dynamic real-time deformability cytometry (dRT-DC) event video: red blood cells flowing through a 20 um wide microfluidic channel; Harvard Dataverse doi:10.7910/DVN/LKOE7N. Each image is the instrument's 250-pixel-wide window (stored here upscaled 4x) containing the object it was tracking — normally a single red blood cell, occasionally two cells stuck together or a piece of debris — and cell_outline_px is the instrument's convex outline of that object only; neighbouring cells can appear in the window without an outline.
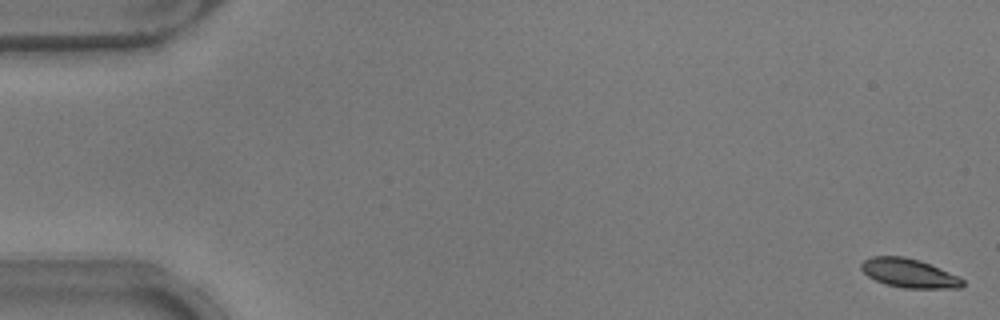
{"species": "common noctule bat (a hibernating species)", "species_latin": "Nyctalus noctula", "temperature_condition": "warm", "stored_images_in_passage": 53, "camera_frame_rate_fps": 3000, "um_per_image_px": 0.085, "animal": {"sex": "male", "body_mass_g": 17.9}, "frame": {"image": 1, "passage_image": 1, "time_ms": 0.0, "image_size_px": [1000, 320], "cell_outline_px": [[964, 284], [960, 288], [904, 288], [884, 284], [868, 276], [860, 268], [860, 264], [864, 260], [872, 256], [904, 256], [920, 260], [948, 272], [964, 280]], "centroid_in_image_um": [77.23, 23.21], "position_along_channel_um": 7.8, "area_um2": 16.99}}
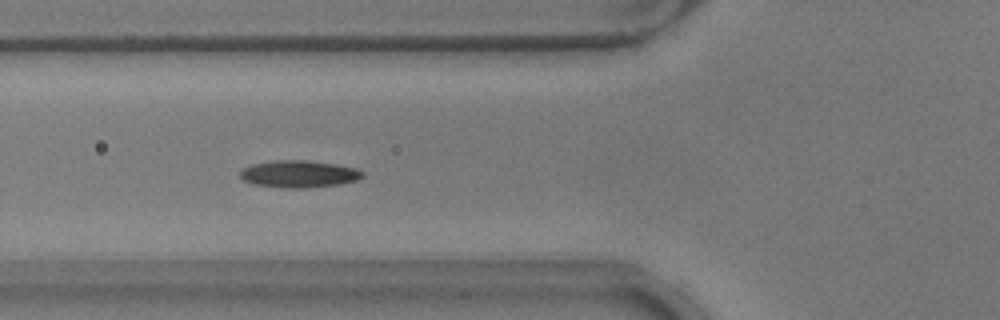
{"frame": {"image": 2, "passage_image": 20, "time_ms": 6.333, "image_size_px": [1000, 320], "cell_outline_px": [[364, 176], [356, 180], [340, 184], [304, 188], [288, 188], [256, 184], [244, 180], [240, 176], [240, 172], [244, 168], [252, 164], [276, 160], [304, 160], [336, 164], [356, 168], [364, 172]], "centroid_in_image_um": [25.44, 14.78], "position_along_channel_um": 100.4, "area_um2": 19.13}}
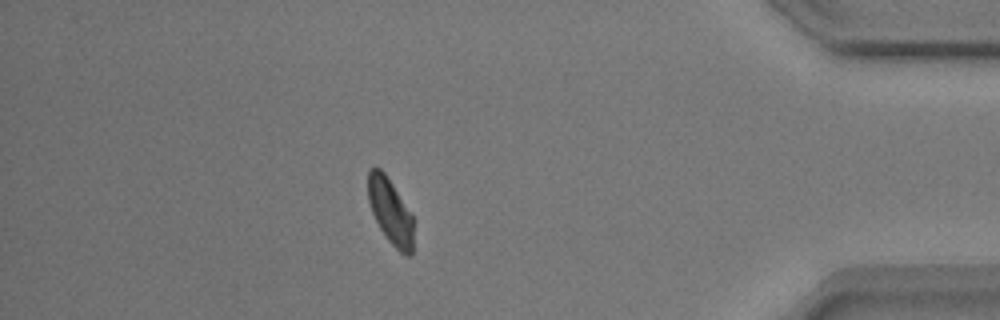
{"frame": {"image": 3, "passage_image": 47, "time_ms": 15.333, "image_size_px": [1000, 320], "cell_outline_px": [[412, 256], [404, 256], [388, 240], [380, 228], [372, 212], [368, 200], [368, 168], [380, 168], [384, 172], [412, 216]], "centroid_in_image_um": [33.16, 17.98], "position_along_channel_um": 402.0, "area_um2": 16.94}, "authors_computed_cell_mechanics": {"area_um2": 18.1492, "velocity_mm_per_s": 3.8, "shape_relaxation_time_tau1_ms": 3.6051, "shape_relaxation_time_tau2_ms": 5.2286, "deformation_change_tau1": 0.1096, "deformation_change_tau2": 0.1063}}